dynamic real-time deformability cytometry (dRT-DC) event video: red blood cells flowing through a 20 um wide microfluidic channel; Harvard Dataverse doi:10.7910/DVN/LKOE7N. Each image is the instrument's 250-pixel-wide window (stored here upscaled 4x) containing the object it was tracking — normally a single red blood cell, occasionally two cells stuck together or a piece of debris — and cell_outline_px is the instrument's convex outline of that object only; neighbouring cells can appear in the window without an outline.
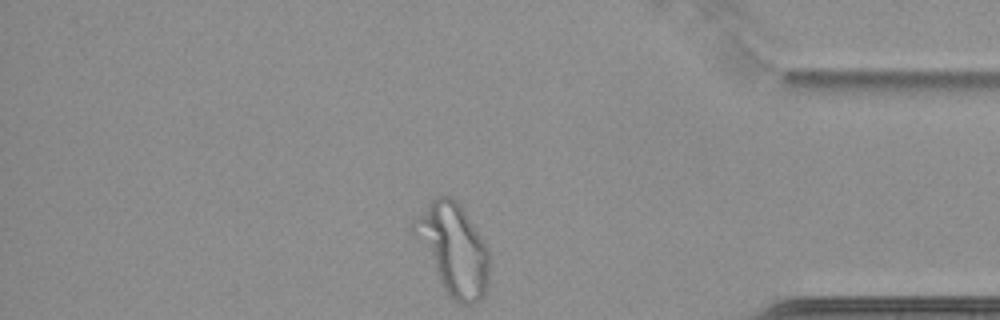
{"species": "common noctule bat (a hibernating species)", "species_latin": "Nyctalus noctula", "temperature_condition": "cold", "stored_images_in_passage": 40, "camera_frame_rate_fps": 3000, "um_per_image_px": 0.085, "animal": {"sex": "female", "body_mass_g": 22.7, "forearm_length_mm": 54.2}, "frame": {"image": 1, "passage_image": 40, "time_ms": 13.0, "image_size_px": [1000, 320], "cell_outline_px": [[488, 284], [484, 296], [476, 304], [460, 304], [448, 296], [412, 232], [408, 224], [436, 196], [452, 196], [460, 204], [488, 248]], "centroid_in_image_um": [38.51, 21.18], "position_along_channel_um": 396.7, "area_um2": 39.71}}